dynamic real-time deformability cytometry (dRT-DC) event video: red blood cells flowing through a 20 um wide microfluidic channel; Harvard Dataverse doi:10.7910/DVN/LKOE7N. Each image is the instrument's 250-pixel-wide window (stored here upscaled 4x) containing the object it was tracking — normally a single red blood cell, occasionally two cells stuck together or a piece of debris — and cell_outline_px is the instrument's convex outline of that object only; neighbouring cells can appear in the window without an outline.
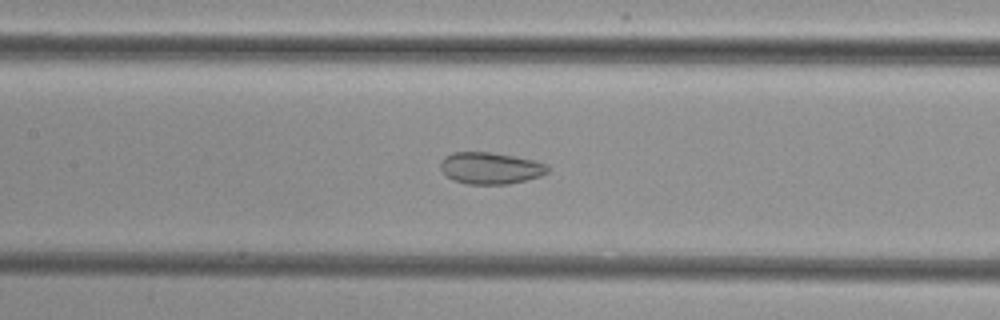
{"species": "common noctule bat (a hibernating species)", "species_latin": "Nyctalus noctula", "temperature_condition": "cold", "stored_images_in_passage": 49, "camera_frame_rate_fps": 3000, "um_per_image_px": 0.085, "animal": {"sex": "female", "body_mass_g": 29.2, "forearm_length_mm": 56.3}, "frame": {"image": 1, "passage_image": 25, "time_ms": 8.0, "image_size_px": [1000, 320], "cell_outline_px": [[548, 172], [540, 176], [508, 184], [468, 184], [452, 180], [440, 168], [440, 164], [444, 156], [452, 152], [492, 152], [532, 160], [548, 164]], "centroid_in_image_um": [41.67, 14.29], "position_along_channel_um": 165.7, "area_um2": 19.71}}
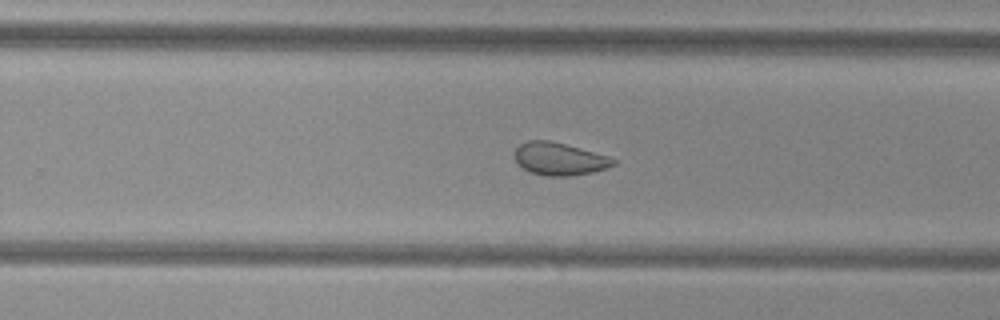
{"frame": {"image": 2, "passage_image": 34, "time_ms": 11.0, "image_size_px": [1000, 320], "cell_outline_px": [[616, 164], [608, 168], [592, 172], [572, 176], [544, 176], [532, 172], [524, 168], [512, 156], [512, 152], [520, 144], [528, 140], [548, 140], [580, 148], [608, 156], [616, 160]], "centroid_in_image_um": [47.53, 13.51], "position_along_channel_um": 282.3, "area_um2": 18.79}}
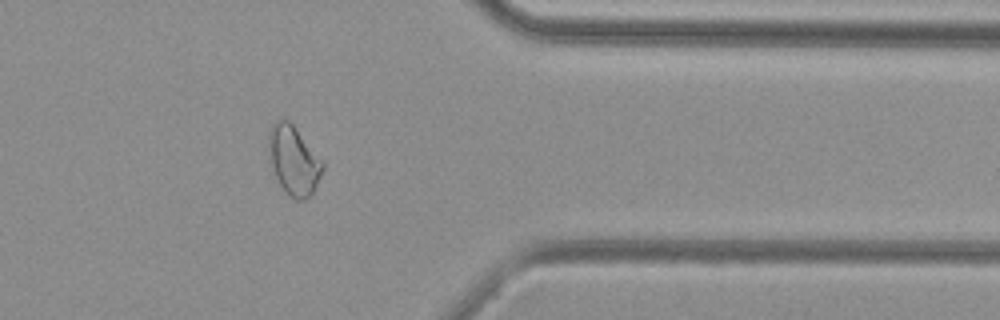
{"frame": {"image": 3, "passage_image": 43, "time_ms": 14.0, "image_size_px": [1000, 320], "cell_outline_px": [[324, 168], [312, 196], [304, 200], [296, 200], [280, 184], [272, 168], [268, 152], [268, 132], [276, 120], [288, 120], [292, 124], [324, 160]], "centroid_in_image_um": [24.99, 13.63], "position_along_channel_um": 386.4, "area_um2": 21.73}}